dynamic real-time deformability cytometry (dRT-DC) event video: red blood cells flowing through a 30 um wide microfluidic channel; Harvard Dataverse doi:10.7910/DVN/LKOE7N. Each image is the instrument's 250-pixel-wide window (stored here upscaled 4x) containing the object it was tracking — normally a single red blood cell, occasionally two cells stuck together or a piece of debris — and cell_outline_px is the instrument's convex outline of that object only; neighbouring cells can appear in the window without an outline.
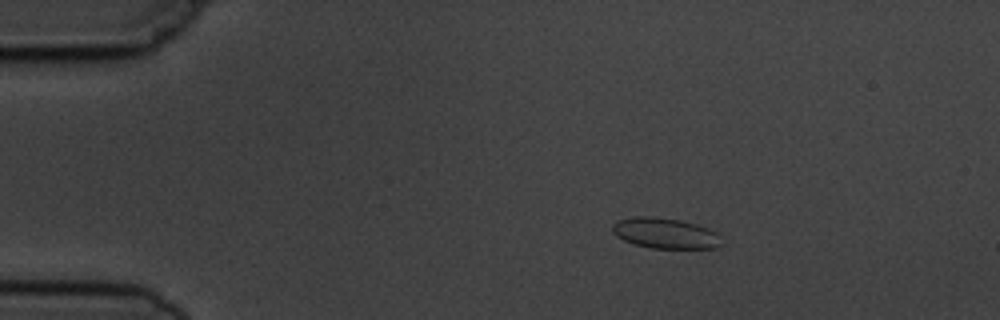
{"species": "common noctule bat (a hibernating species)", "species_latin": "Nyctalus noctula", "temperature_condition": "cold", "stored_images_in_passage": 4, "camera_frame_rate_fps": 3000, "um_per_image_px": 0.085, "animal": {"sex": "male", "body_mass_g": 19.5, "forearm_length_mm": 54.6}, "frame": {"image": 1, "passage_image": 2, "time_ms": 1.333, "image_size_px": [1000, 320], "cell_outline_px": [[720, 244], [716, 248], [652, 248], [636, 244], [624, 240], [616, 236], [612, 232], [612, 224], [616, 220], [632, 216], [652, 216], [680, 220], [696, 224], [708, 228], [716, 232]], "centroid_in_image_um": [56.47, 19.8], "position_along_channel_um": 28.5, "area_um2": 19.36}}